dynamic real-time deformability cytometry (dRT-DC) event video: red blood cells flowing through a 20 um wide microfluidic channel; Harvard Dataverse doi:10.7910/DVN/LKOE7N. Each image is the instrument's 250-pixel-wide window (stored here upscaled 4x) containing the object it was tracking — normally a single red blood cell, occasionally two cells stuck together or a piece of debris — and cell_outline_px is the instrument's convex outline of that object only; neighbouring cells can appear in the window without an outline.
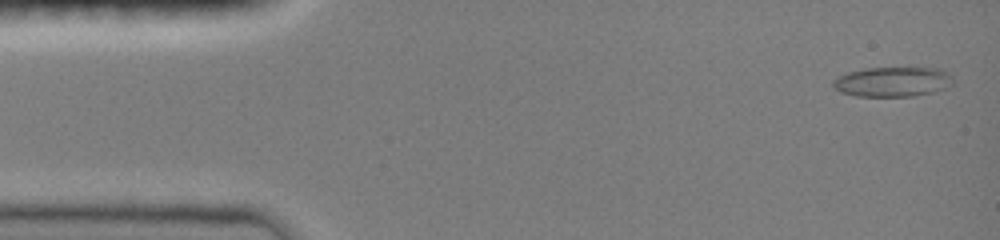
{"species": "common noctule bat (a hibernating species)", "species_latin": "Nyctalus noctula", "temperature_condition": "room temperature", "stored_images_in_passage": 58, "camera_frame_rate_fps": 3000, "um_per_image_px": 0.085, "animal": {"sex": "female", "body_mass_g": 19.0, "forearm_length_mm": 51.5}, "frame": {"image": 1, "passage_image": 2, "time_ms": 0.333, "image_size_px": [1000, 240], "cell_outline_px": [[952, 84], [936, 92], [916, 96], [856, 96], [840, 92], [832, 84], [832, 80], [848, 72], [864, 68], [940, 68], [948, 72], [952, 76]], "centroid_in_image_um": [75.9, 6.95], "position_along_channel_um": 9.1, "area_um2": 20.92}}
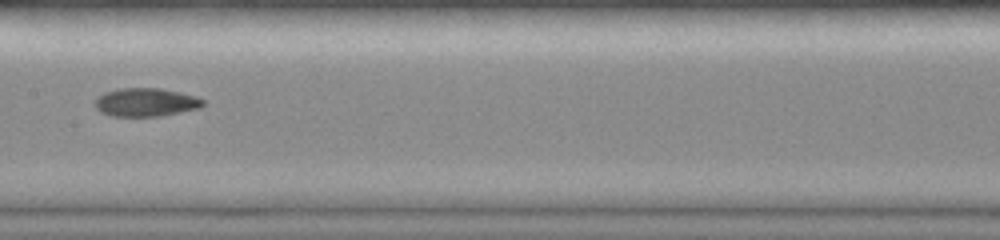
{"frame": {"image": 2, "passage_image": 21, "time_ms": 7.667, "image_size_px": [1000, 240], "cell_outline_px": [[204, 104], [200, 108], [160, 116], [112, 116], [100, 112], [92, 104], [104, 92], [120, 88], [160, 88], [180, 92], [196, 96], [204, 100]], "centroid_in_image_um": [12.39, 8.69], "position_along_channel_um": 195.0, "area_um2": 17.92}}
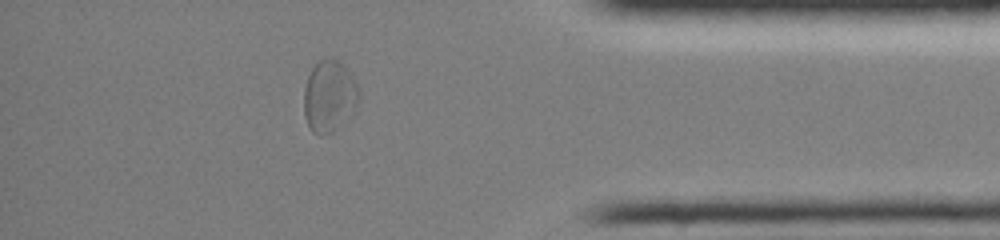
{"frame": {"image": 3, "passage_image": 48, "time_ms": 13.333, "image_size_px": [1000, 240], "cell_outline_px": [[360, 100], [336, 128], [332, 132], [320, 136], [312, 132], [304, 116], [304, 88], [308, 76], [312, 68], [320, 60], [340, 60], [352, 76], [360, 88]], "centroid_in_image_um": [27.98, 8.17], "position_along_channel_um": 407.2, "area_um2": 22.6}, "authors_computed_cell_mechanics": {"area_um2": 18.3226, "velocity_mm_per_s": 4.0294, "shape_relaxation_time_tau1_ms": null, "shape_relaxation_time_tau2_ms": 2.9279, "deformation_change_tau1": null, "deformation_change_tau2": 0.0801}}